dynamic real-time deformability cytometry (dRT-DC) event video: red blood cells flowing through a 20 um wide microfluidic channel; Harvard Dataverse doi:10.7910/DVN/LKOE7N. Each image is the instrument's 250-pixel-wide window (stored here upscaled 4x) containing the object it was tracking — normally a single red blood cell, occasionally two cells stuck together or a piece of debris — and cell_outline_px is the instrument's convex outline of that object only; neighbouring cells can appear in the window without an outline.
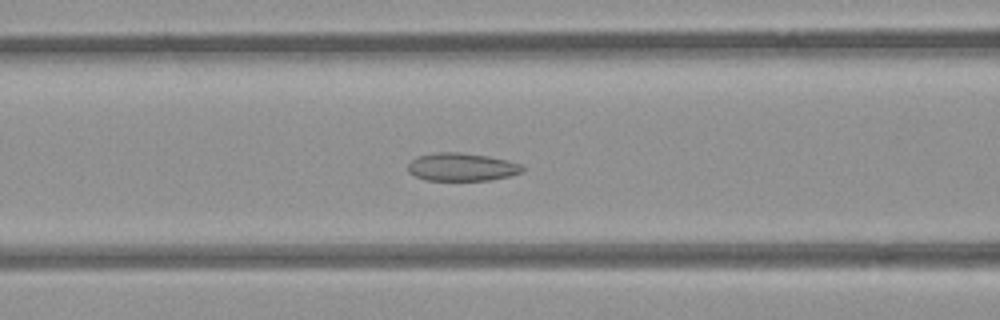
{"species": "common noctule bat (a hibernating species)", "species_latin": "Nyctalus noctula", "temperature_condition": "room temperature", "stored_images_in_passage": 54, "camera_frame_rate_fps": 3000, "um_per_image_px": 0.085, "animal": {"sex": "female", "body_mass_g": 21.9}, "frame": {"image": 1, "passage_image": 22, "time_ms": 7.0, "image_size_px": [1000, 320], "cell_outline_px": [[524, 172], [492, 180], [424, 180], [408, 172], [408, 164], [412, 160], [420, 156], [440, 152], [456, 152], [488, 156], [508, 160], [520, 164], [524, 168]], "centroid_in_image_um": [39.28, 14.2], "position_along_channel_um": 127.3, "area_um2": 18.55}}
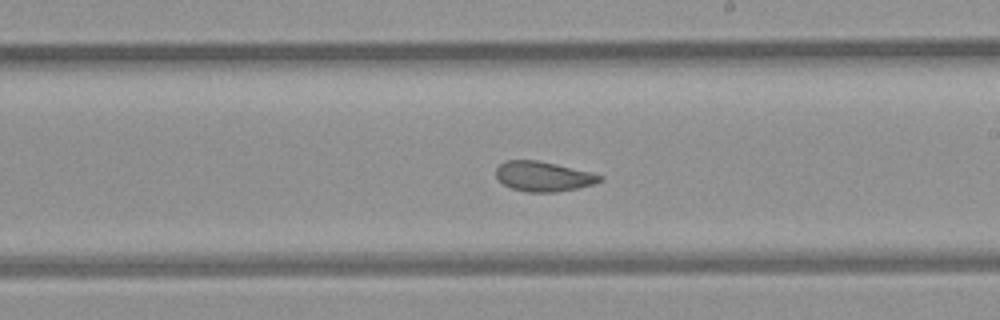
{"frame": {"image": 2, "passage_image": 31, "time_ms": 10.0, "image_size_px": [1000, 320], "cell_outline_px": [[604, 180], [592, 184], [576, 188], [556, 192], [528, 192], [512, 188], [504, 184], [496, 176], [496, 168], [504, 160], [536, 160], [556, 164], [592, 172], [604, 176]], "centroid_in_image_um": [46.2, 14.98], "position_along_channel_um": 242.8, "area_um2": 18.03}}
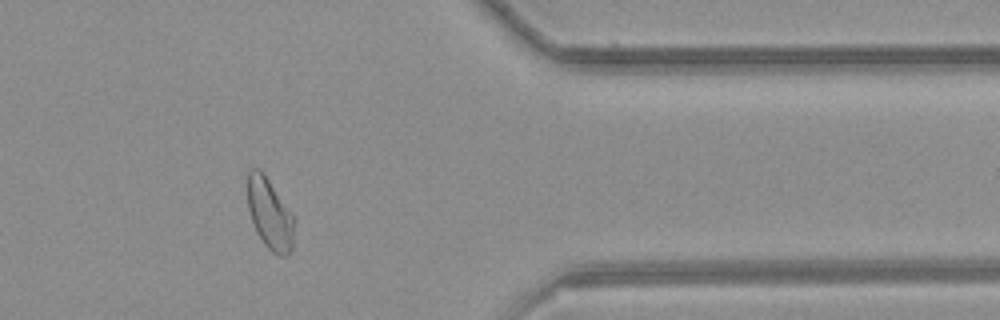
{"frame": {"image": 3, "passage_image": 44, "time_ms": 14.333, "image_size_px": [1000, 320], "cell_outline_px": [[296, 220], [292, 248], [288, 256], [280, 256], [272, 252], [264, 244], [256, 232], [248, 208], [248, 168], [260, 168], [264, 172]], "centroid_in_image_um": [22.95, 18.18], "position_along_channel_um": 388.5, "area_um2": 19.54}, "authors_computed_cell_mechanics": {"area_um2": 20.5479, "velocity_mm_per_s": 3.8586, "shape_relaxation_time_tau1_ms": null, "shape_relaxation_time_tau2_ms": 1.6808, "deformation_change_tau1": null, "deformation_change_tau2": 0.0783}}